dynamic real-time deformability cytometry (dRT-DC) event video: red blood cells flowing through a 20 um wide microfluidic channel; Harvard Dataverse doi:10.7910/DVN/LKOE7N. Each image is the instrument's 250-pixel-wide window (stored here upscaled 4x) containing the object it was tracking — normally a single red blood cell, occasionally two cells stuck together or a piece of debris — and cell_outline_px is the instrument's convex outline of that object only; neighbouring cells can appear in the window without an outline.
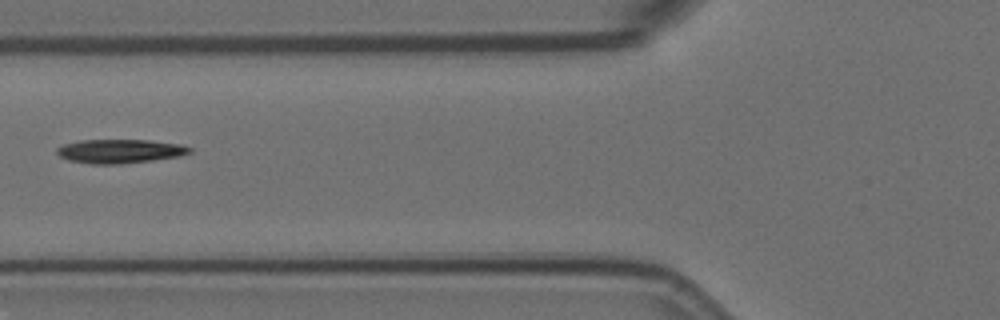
{"species": "Egyptian fruit bat (a non-hibernating species)", "species_latin": "Rousettus aegyptiacus", "temperature_condition": "room temperature", "stored_images_in_passage": 5, "camera_frame_rate_fps": 3000, "um_per_image_px": 0.085, "animal": {"sex": "female"}, "frame": {"image": 1, "passage_image": 5, "time_ms": 1.333, "image_size_px": [1000, 320], "cell_outline_px": [[192, 152], [180, 156], [152, 160], [120, 164], [92, 164], [68, 160], [60, 156], [56, 152], [56, 148], [64, 144], [80, 140], [148, 140], [180, 144], [192, 148]], "centroid_in_image_um": [10.19, 12.85], "position_along_channel_um": 115.6, "area_um2": 18.5}}